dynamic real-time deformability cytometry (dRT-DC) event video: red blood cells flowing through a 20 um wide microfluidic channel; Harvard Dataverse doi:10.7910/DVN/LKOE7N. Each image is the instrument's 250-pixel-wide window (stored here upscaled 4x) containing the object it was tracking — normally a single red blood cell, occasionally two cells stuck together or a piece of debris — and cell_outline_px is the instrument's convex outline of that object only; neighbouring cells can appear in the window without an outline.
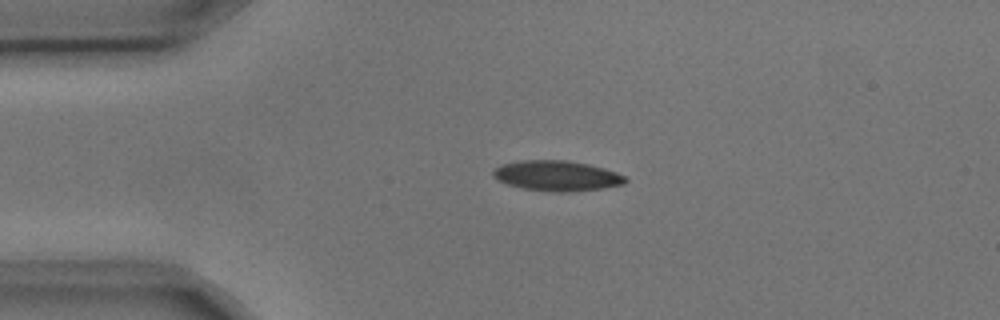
{"species": "common noctule bat (a hibernating species)", "species_latin": "Nyctalus noctula", "temperature_condition": "cold", "stored_images_in_passage": 4, "camera_frame_rate_fps": 3000, "um_per_image_px": 0.085, "animal": {"sex": "male", "body_mass_g": 17.9, "forearm_length_mm": 54.2}, "frame": {"image": 1, "passage_image": 2, "time_ms": 0.333, "image_size_px": [1000, 320], "cell_outline_px": [[628, 180], [624, 184], [604, 188], [568, 192], [556, 192], [524, 188], [508, 184], [492, 176], [492, 168], [500, 164], [520, 160], [564, 160], [588, 164], [604, 168], [616, 172], [624, 176]], "centroid_in_image_um": [47.32, 14.93], "position_along_channel_um": 37.7, "area_um2": 23.35}}